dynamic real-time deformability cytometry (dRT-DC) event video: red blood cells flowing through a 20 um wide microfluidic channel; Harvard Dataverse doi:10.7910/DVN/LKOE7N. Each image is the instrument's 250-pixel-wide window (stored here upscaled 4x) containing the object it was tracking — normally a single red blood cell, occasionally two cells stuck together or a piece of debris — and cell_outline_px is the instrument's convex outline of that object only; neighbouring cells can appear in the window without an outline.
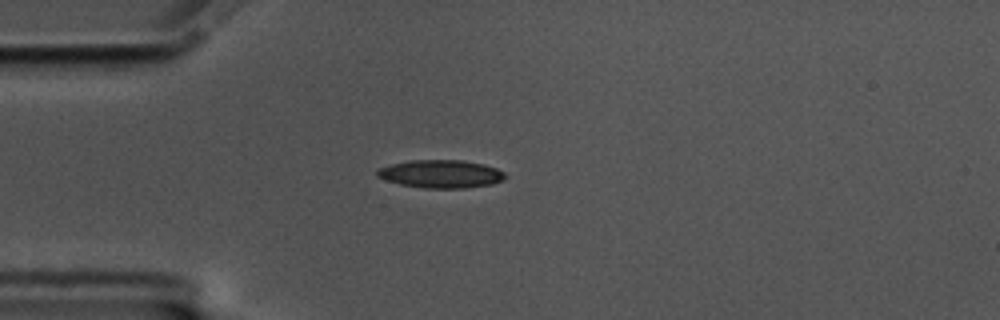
{"species": "common noctule bat (a hibernating species)", "species_latin": "Nyctalus noctula", "temperature_condition": "cold", "stored_images_in_passage": 43, "camera_frame_rate_fps": 3000, "um_per_image_px": 0.085, "animal": {"sex": "male", "body_mass_g": 17.5, "forearm_length_mm": 52.3}, "frame": {"image": 1, "passage_image": 1, "time_ms": 0.0, "image_size_px": [1000, 320], "cell_outline_px": [[504, 180], [492, 184], [464, 188], [424, 188], [400, 184], [376, 176], [376, 172], [380, 168], [392, 164], [412, 160], [460, 160], [484, 164], [496, 168], [504, 172]], "centroid_in_image_um": [37.49, 14.78], "position_along_channel_um": 47.5, "area_um2": 20.69}}
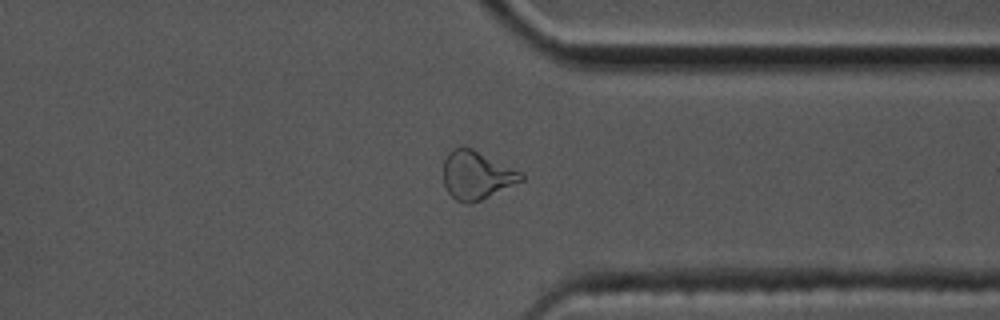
{"frame": {"image": 2, "passage_image": 30, "time_ms": 9.667, "image_size_px": [1000, 320], "cell_outline_px": [[524, 180], [480, 200], [464, 204], [456, 200], [448, 192], [444, 184], [444, 160], [448, 152], [452, 148], [460, 144], [464, 144], [524, 172]], "centroid_in_image_um": [40.51, 14.84], "position_along_channel_um": 370.9, "area_um2": 22.25}}
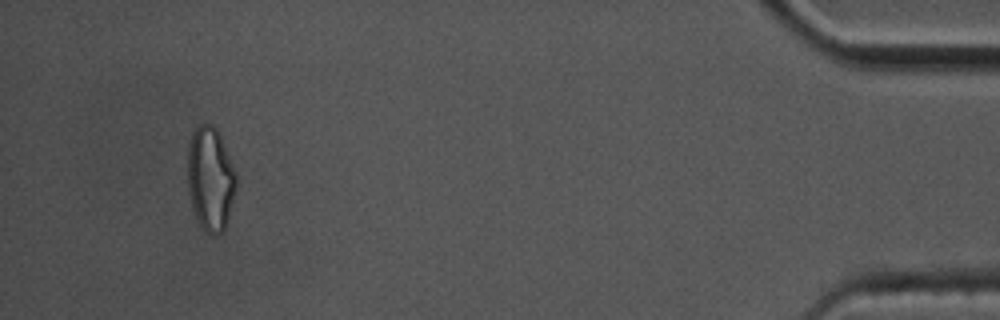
{"frame": {"image": 3, "passage_image": 40, "time_ms": 13.0, "image_size_px": [1000, 320], "cell_outline_px": [[236, 188], [228, 220], [224, 232], [216, 236], [212, 236], [204, 232], [196, 216], [192, 204], [188, 188], [188, 144], [192, 132], [200, 124], [212, 124], [216, 128], [220, 136], [236, 172]], "centroid_in_image_um": [17.89, 15.23], "position_along_channel_um": 417.3, "area_um2": 29.48}, "authors_computed_cell_mechanics": {"area_um2": 20.7502, "velocity_mm_per_s": 3.4989, "shape_relaxation_time_tau1_ms": 3.8191, "shape_relaxation_time_tau2_ms": 2.7984, "deformation_change_tau1": 0.1558, "deformation_change_tau2": 0.0915}}